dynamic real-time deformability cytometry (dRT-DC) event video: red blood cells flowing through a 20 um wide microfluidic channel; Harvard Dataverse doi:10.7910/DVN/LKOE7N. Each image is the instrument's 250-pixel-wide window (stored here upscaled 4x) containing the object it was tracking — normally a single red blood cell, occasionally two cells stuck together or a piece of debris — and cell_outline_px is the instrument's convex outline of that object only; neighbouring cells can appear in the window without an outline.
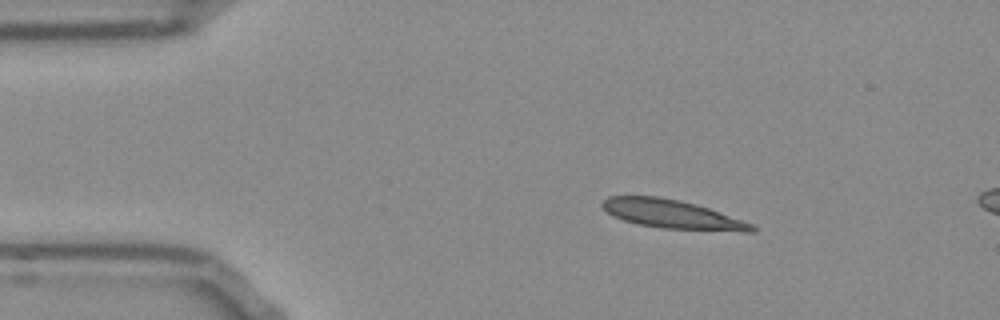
{"species": "Egyptian fruit bat (a non-hibernating species)", "species_latin": "Rousettus aegyptiacus", "temperature_condition": "room temperature", "stored_images_in_passage": 8, "camera_frame_rate_fps": 3000, "um_per_image_px": 0.085, "frame": {"image": 1, "passage_image": 1, "time_ms": 0.0, "image_size_px": [1000, 320], "cell_outline_px": [[756, 232], [744, 232], [664, 228], [636, 224], [624, 220], [608, 212], [600, 204], [608, 196], [660, 196], [680, 200], [696, 204], [708, 208], [752, 224], [756, 228]], "centroid_in_image_um": [57.14, 18.21], "position_along_channel_um": 27.9, "area_um2": 24.8}}